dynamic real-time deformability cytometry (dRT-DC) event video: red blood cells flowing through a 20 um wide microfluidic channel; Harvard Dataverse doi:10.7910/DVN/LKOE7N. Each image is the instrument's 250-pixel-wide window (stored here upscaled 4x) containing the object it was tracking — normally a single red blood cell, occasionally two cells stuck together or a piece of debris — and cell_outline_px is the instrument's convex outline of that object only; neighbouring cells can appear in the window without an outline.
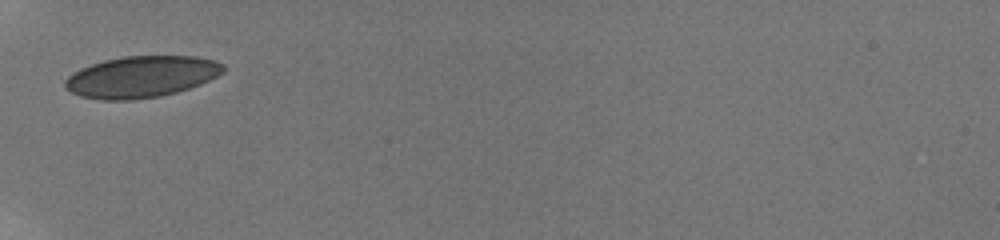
{"species": "human", "species_latin": "Homo sapiens", "temperature_condition": "room temperature", "stored_images_in_passage": 29, "camera_frame_rate_fps": 3000, "um_per_image_px": 0.085, "donor": {"sex": "male"}, "frame": {"image": 1, "passage_image": 1, "time_ms": 0.0, "image_size_px": [1000, 240], "cell_outline_px": [[224, 72], [200, 84], [176, 92], [160, 96], [132, 100], [100, 100], [80, 96], [64, 88], [64, 80], [72, 72], [80, 68], [104, 60], [124, 56], [196, 56], [212, 60], [224, 64]], "centroid_in_image_um": [11.98, 6.53], "position_along_channel_um": 73.0, "area_um2": 38.26}}
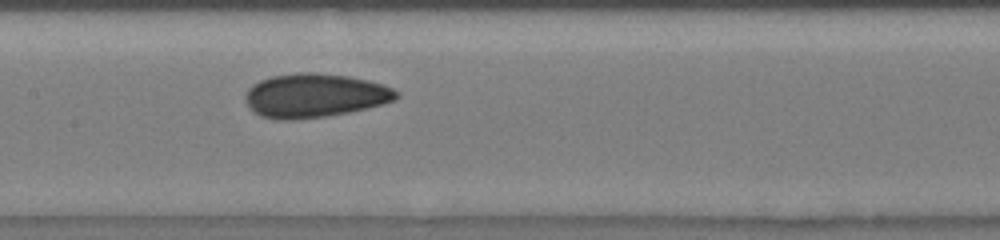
{"frame": {"image": 2, "passage_image": 8, "time_ms": 3.0, "image_size_px": [1000, 240], "cell_outline_px": [[400, 96], [396, 100], [368, 108], [348, 112], [324, 116], [292, 120], [276, 120], [260, 116], [248, 108], [244, 96], [248, 88], [252, 84], [260, 80], [272, 76], [296, 72], [312, 72], [348, 76], [368, 80], [384, 84], [400, 92]], "centroid_in_image_um": [26.74, 8.12], "position_along_channel_um": 180.7, "area_um2": 39.02}}
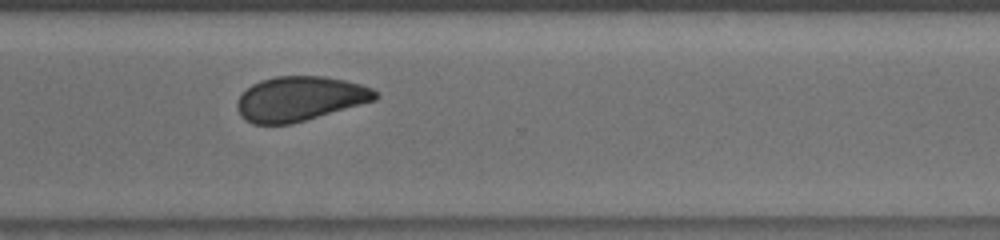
{"frame": {"image": 3, "passage_image": 18, "time_ms": 7.333, "image_size_px": [1000, 240], "cell_outline_px": [[380, 96], [376, 100], [292, 124], [252, 124], [244, 120], [240, 116], [236, 108], [236, 104], [240, 96], [252, 84], [260, 80], [276, 76], [324, 76], [344, 80], [360, 84], [372, 88], [380, 92]], "centroid_in_image_um": [25.49, 8.39], "position_along_channel_um": 345.1, "area_um2": 36.13}, "authors_computed_cell_mechanics": {"area_um2": 36.8186, "velocity_mm_per_s": 3.7964, "shape_relaxation_time_tau1_ms": 10.0288, "shape_relaxation_time_tau2_ms": 1.6644, "deformation_change_tau1": 0.1113, "deformation_change_tau2": 0.0679}}